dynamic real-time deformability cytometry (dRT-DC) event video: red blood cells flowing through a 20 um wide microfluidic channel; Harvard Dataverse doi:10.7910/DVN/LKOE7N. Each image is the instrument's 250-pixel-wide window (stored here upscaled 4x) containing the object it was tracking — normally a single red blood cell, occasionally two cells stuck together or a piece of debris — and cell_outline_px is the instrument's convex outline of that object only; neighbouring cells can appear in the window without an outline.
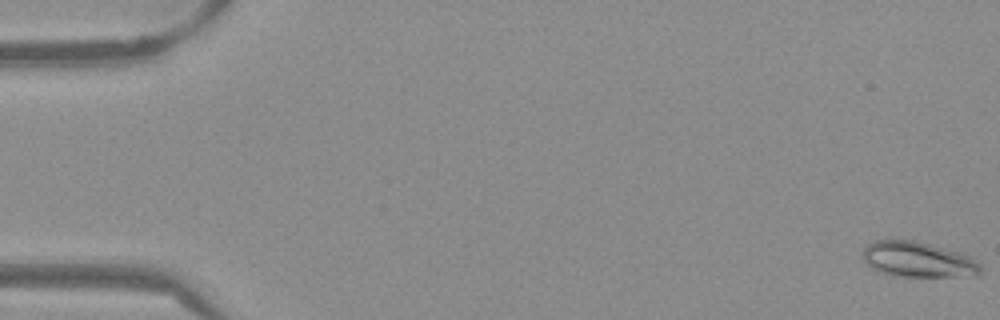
{"species": "Egyptian fruit bat (a non-hibernating species)", "species_latin": "Rousettus aegyptiacus", "temperature_condition": "warm", "stored_images_in_passage": 54, "camera_frame_rate_fps": 3000, "um_per_image_px": 0.085, "frame": {"image": 1, "passage_image": 1, "time_ms": 0.0, "image_size_px": [1000, 320], "cell_outline_px": [[980, 272], [976, 276], [900, 276], [880, 272], [872, 268], [864, 260], [864, 248], [868, 244], [876, 240], [912, 240], [964, 252], [976, 260], [980, 264]], "centroid_in_image_um": [78.08, 22.05], "position_along_channel_um": 6.9, "area_um2": 24.22}}
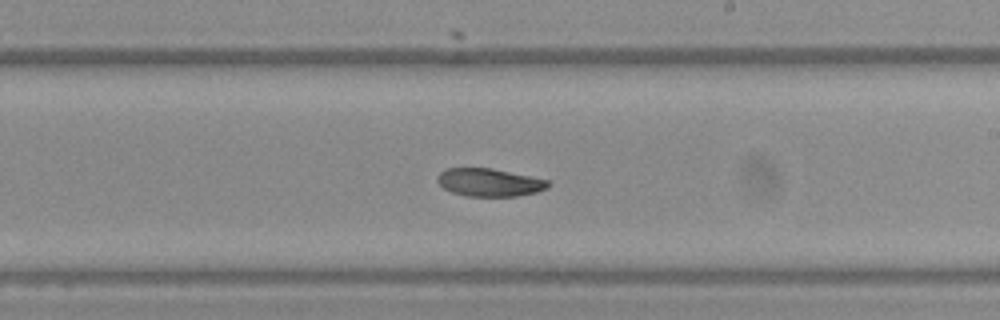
{"frame": {"image": 2, "passage_image": 32, "time_ms": 10.333, "image_size_px": [1000, 320], "cell_outline_px": [[552, 184], [548, 188], [536, 192], [516, 196], [468, 196], [452, 192], [444, 188], [436, 180], [436, 176], [444, 168], [492, 168], [548, 180]], "centroid_in_image_um": [41.59, 15.5], "position_along_channel_um": 247.4, "area_um2": 18.03}}
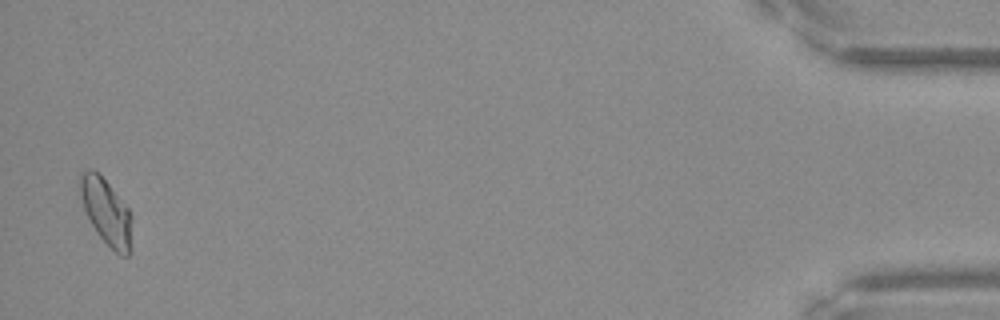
{"frame": {"image": 3, "passage_image": 53, "time_ms": 17.333, "image_size_px": [1000, 320], "cell_outline_px": [[132, 252], [128, 256], [120, 256], [96, 232], [84, 208], [80, 196], [80, 172], [88, 168], [92, 168], [108, 184], [128, 208], [132, 216]], "centroid_in_image_um": [9.07, 18.04], "position_along_channel_um": 426.1, "area_um2": 19.88}}